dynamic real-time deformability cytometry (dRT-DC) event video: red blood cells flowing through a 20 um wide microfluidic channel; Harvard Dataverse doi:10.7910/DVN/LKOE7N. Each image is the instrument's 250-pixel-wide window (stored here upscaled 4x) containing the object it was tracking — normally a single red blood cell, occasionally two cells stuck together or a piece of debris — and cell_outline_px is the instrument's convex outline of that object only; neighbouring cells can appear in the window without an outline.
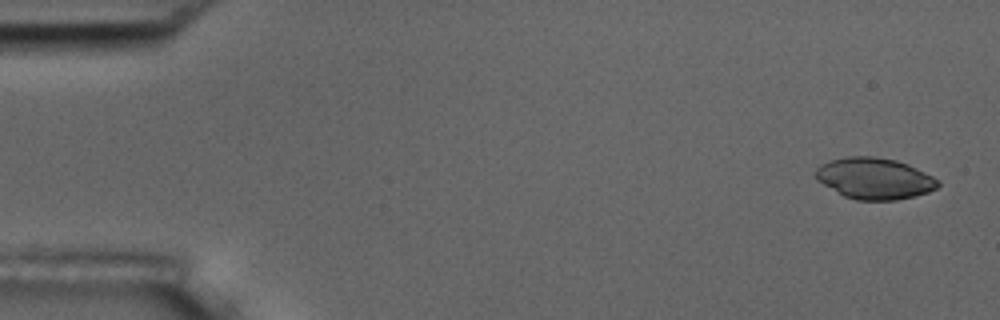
{"species": "common noctule bat (a hibernating species)", "species_latin": "Nyctalus noctula", "temperature_condition": "room temperature", "stored_images_in_passage": 5, "camera_frame_rate_fps": 3000, "um_per_image_px": 0.085, "animal": {"sex": "male", "body_mass_g": 17.5, "forearm_length_mm": 52.3}, "frame": {"image": 1, "passage_image": 1, "time_ms": 0.0, "image_size_px": [1000, 320], "cell_outline_px": [[940, 184], [936, 188], [928, 192], [916, 196], [896, 200], [856, 200], [844, 196], [816, 180], [816, 168], [820, 164], [832, 160], [848, 156], [872, 156], [896, 160], [908, 164], [940, 180]], "centroid_in_image_um": [74.34, 15.17], "position_along_channel_um": 10.7, "area_um2": 29.42}}